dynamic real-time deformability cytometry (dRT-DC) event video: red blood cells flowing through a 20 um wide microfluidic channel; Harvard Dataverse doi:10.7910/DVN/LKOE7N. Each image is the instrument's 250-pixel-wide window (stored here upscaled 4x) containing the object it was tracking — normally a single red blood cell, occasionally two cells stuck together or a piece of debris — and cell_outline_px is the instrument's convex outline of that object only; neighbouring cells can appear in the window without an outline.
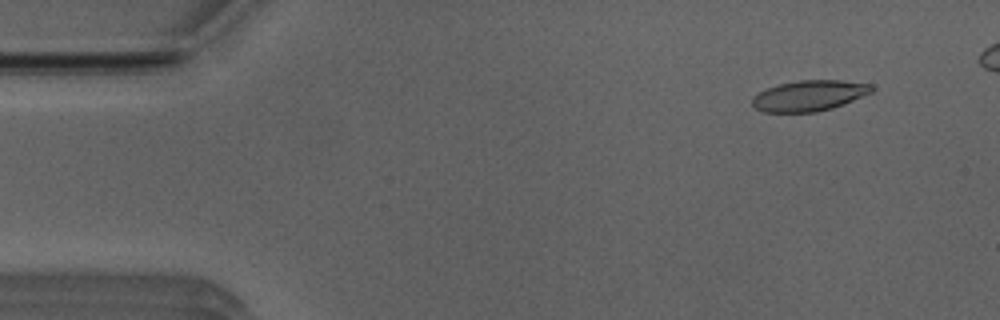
{"species": "Egyptian fruit bat (a non-hibernating species)", "species_latin": "Rousettus aegyptiacus", "temperature_condition": "room temperature", "stored_images_in_passage": 48, "camera_frame_rate_fps": 3000, "um_per_image_px": 0.085, "animal": {"sex": "male"}, "frame": {"image": 1, "passage_image": 5, "time_ms": 1.333, "image_size_px": [1000, 320], "cell_outline_px": [[872, 92], [844, 104], [832, 108], [816, 112], [764, 112], [756, 108], [752, 104], [752, 96], [768, 88], [780, 84], [800, 80], [840, 80], [872, 84]], "centroid_in_image_um": [68.78, 8.13], "position_along_channel_um": 16.2, "area_um2": 21.21}}
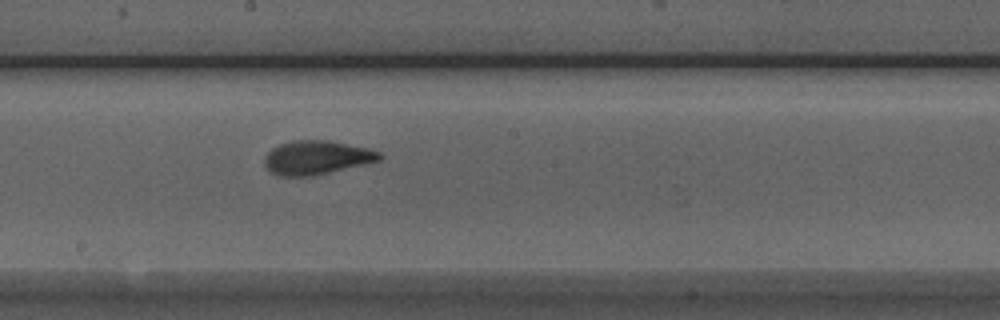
{"frame": {"image": 2, "passage_image": 28, "time_ms": 9.0, "image_size_px": [1000, 320], "cell_outline_px": [[384, 156], [380, 160], [364, 164], [312, 176], [284, 176], [272, 172], [264, 164], [264, 156], [272, 148], [280, 144], [292, 140], [328, 140], [368, 148], [380, 152]], "centroid_in_image_um": [26.92, 13.38], "position_along_channel_um": 221.3, "area_um2": 22.54}}
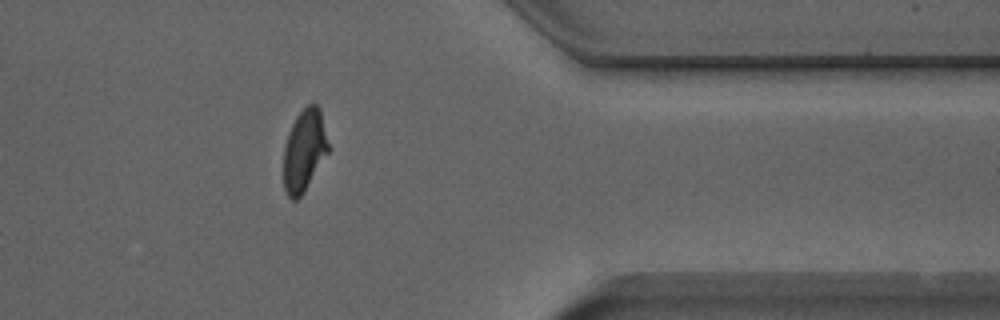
{"frame": {"image": 3, "passage_image": 42, "time_ms": 13.667, "image_size_px": [1000, 320], "cell_outline_px": [[332, 148], [304, 192], [296, 200], [292, 200], [288, 196], [284, 188], [284, 148], [288, 132], [296, 116], [308, 104], [316, 104], [320, 108]], "centroid_in_image_um": [25.91, 12.77], "position_along_channel_um": 385.5, "area_um2": 21.85}, "authors_computed_cell_mechanics": {"area_um2": 22.0218, "velocity_mm_per_s": 3.9273, "shape_relaxation_time_tau1_ms": 4.6797, "shape_relaxation_time_tau2_ms": 1.4612, "deformation_change_tau1": 0.1854, "deformation_change_tau2": 0.079}}